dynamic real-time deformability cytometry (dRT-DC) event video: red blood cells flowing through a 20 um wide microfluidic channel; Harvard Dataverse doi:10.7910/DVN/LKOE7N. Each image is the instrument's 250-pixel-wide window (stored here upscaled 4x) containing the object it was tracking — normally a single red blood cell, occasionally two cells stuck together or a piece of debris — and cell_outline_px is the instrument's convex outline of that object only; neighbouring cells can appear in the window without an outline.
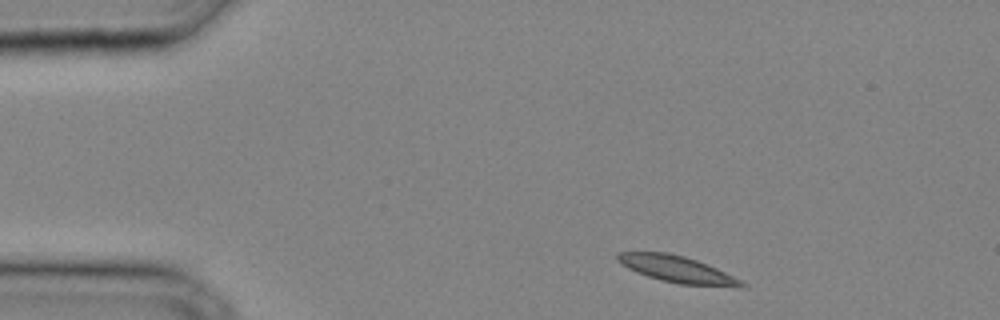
{"species": "common noctule bat (a hibernating species)", "species_latin": "Nyctalus noctula", "temperature_condition": "cold", "stored_images_in_passage": 28, "camera_frame_rate_fps": 3000, "um_per_image_px": 0.085, "animal": {"sex": "male", "body_mass_g": 20.4}, "frame": {"image": 1, "passage_image": 1, "time_ms": 0.0, "image_size_px": [1000, 320], "cell_outline_px": [[748, 288], [736, 288], [680, 284], [660, 280], [636, 272], [620, 264], [616, 260], [616, 252], [668, 252], [684, 256], [696, 260], [716, 268], [748, 284]], "centroid_in_image_um": [57.58, 22.91], "position_along_channel_um": 27.4, "area_um2": 19.48}}
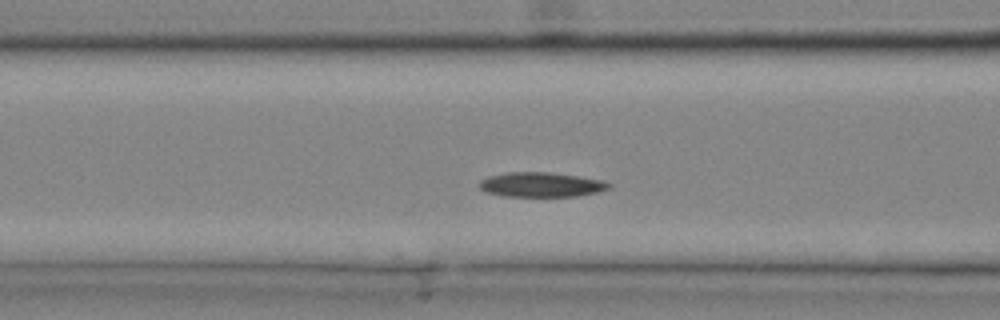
{"frame": {"image": 2, "passage_image": 9, "time_ms": 2.667, "image_size_px": [1000, 320], "cell_outline_px": [[612, 188], [596, 192], [576, 196], [504, 196], [488, 192], [480, 188], [480, 180], [488, 176], [504, 172], [548, 172], [604, 180], [612, 184]], "centroid_in_image_um": [46.02, 15.69], "position_along_channel_um": 120.6, "area_um2": 18.55}}
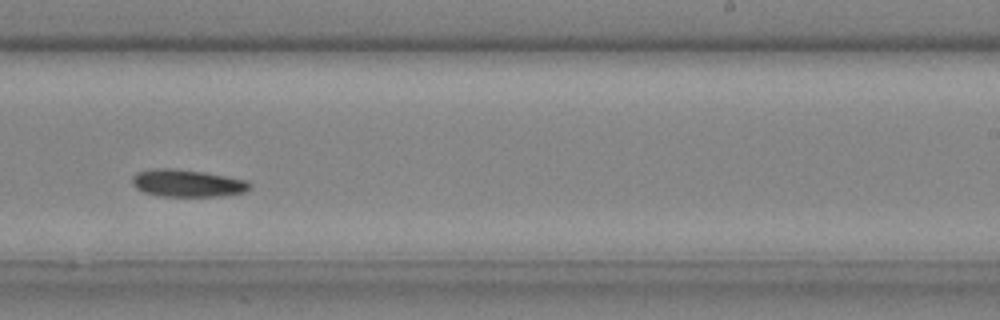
{"frame": {"image": 3, "passage_image": 17, "time_ms": 5.333, "image_size_px": [1000, 320], "cell_outline_px": [[252, 188], [244, 192], [220, 196], [160, 196], [144, 192], [136, 188], [132, 184], [132, 176], [136, 172], [152, 168], [172, 168], [204, 172], [248, 180], [252, 184]], "centroid_in_image_um": [15.92, 15.56], "position_along_channel_um": 273.1, "area_um2": 18.9}}